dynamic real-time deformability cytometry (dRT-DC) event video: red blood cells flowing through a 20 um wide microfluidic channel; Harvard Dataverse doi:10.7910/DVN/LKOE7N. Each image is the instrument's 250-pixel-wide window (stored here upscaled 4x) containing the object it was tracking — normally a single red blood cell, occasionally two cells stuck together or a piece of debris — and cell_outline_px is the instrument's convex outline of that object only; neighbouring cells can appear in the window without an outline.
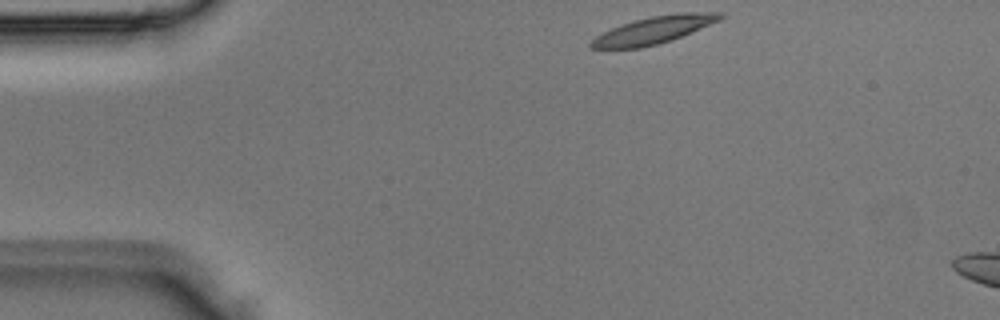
{"species": "Egyptian fruit bat (a non-hibernating species)", "species_latin": "Rousettus aegyptiacus", "temperature_condition": "room temperature", "stored_images_in_passage": 4, "segment_of_instrument_passage": [2, 2], "camera_frame_rate_fps": 3000, "um_per_image_px": 0.085, "animal": {"sex": "male"}, "frame": {"image": 1, "passage_image": 4, "time_ms": 1.0, "image_size_px": [1000, 320], "cell_outline_px": [[724, 16], [720, 20], [680, 36], [656, 44], [640, 48], [588, 48], [588, 44], [596, 36], [620, 24], [652, 16], [676, 12], [724, 12]], "centroid_in_image_um": [55.56, 2.53], "position_along_channel_um": 29.4, "area_um2": 20.17}}